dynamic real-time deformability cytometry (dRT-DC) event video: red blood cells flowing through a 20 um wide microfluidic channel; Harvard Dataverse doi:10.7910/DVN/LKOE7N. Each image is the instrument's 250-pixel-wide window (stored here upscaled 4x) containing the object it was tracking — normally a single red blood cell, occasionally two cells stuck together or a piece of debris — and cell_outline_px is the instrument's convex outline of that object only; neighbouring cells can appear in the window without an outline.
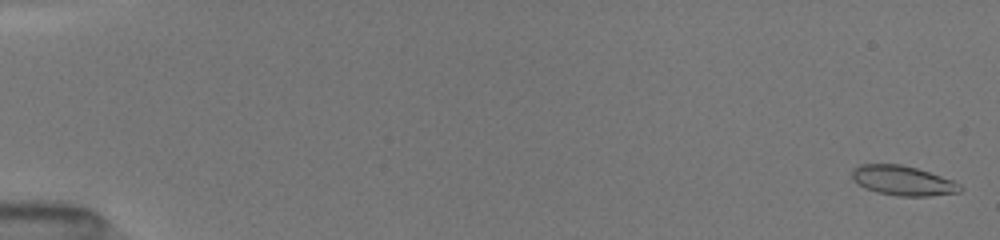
{"species": "common noctule bat (a hibernating species)", "species_latin": "Nyctalus noctula", "temperature_condition": "room temperature", "stored_images_in_passage": 73, "camera_frame_rate_fps": 3000, "um_per_image_px": 0.085, "animal": {"sex": "female", "body_mass_g": 19.5, "forearm_length_mm": 54.1}, "frame": {"image": 1, "passage_image": 3, "time_ms": 0.333, "image_size_px": [1000, 240], "cell_outline_px": [[964, 188], [960, 192], [928, 196], [896, 196], [876, 192], [864, 188], [852, 180], [852, 168], [860, 164], [900, 164], [916, 168], [952, 180], [960, 184]], "centroid_in_image_um": [76.71, 15.36], "position_along_channel_um": 8.3, "area_um2": 18.79}}
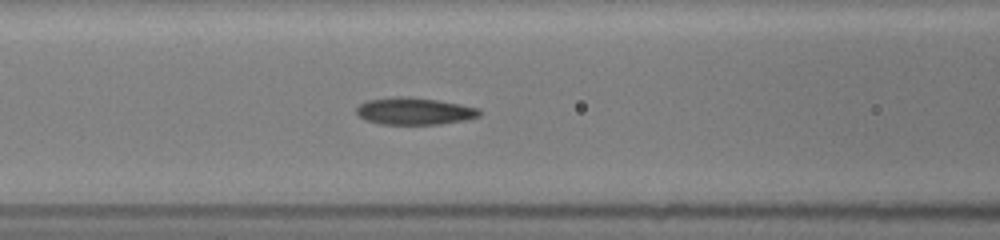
{"frame": {"image": 2, "passage_image": 36, "time_ms": 7.667, "image_size_px": [1000, 240], "cell_outline_px": [[480, 116], [464, 120], [440, 124], [380, 124], [364, 120], [356, 112], [356, 108], [360, 104], [368, 100], [396, 96], [408, 96], [440, 100], [480, 108]], "centroid_in_image_um": [35.22, 9.44], "position_along_channel_um": 131.4, "area_um2": 19.54}}
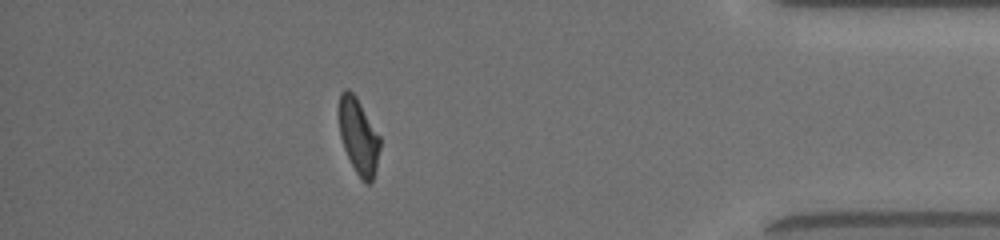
{"frame": {"image": 3, "passage_image": 62, "time_ms": 15.333, "image_size_px": [1000, 240], "cell_outline_px": [[380, 148], [376, 168], [372, 180], [368, 184], [364, 184], [356, 172], [344, 148], [340, 136], [340, 92], [344, 88], [348, 88], [356, 96], [380, 136]], "centroid_in_image_um": [30.49, 11.58], "position_along_channel_um": 404.7, "area_um2": 17.86}, "authors_computed_cell_mechanics": {"area_um2": 18.6694, "velocity_mm_per_s": 4.0452, "shape_relaxation_time_tau1_ms": 11.3875, "shape_relaxation_time_tau2_ms": 1.8262, "deformation_change_tau1": 0.2555, "deformation_change_tau2": 0.0802}}